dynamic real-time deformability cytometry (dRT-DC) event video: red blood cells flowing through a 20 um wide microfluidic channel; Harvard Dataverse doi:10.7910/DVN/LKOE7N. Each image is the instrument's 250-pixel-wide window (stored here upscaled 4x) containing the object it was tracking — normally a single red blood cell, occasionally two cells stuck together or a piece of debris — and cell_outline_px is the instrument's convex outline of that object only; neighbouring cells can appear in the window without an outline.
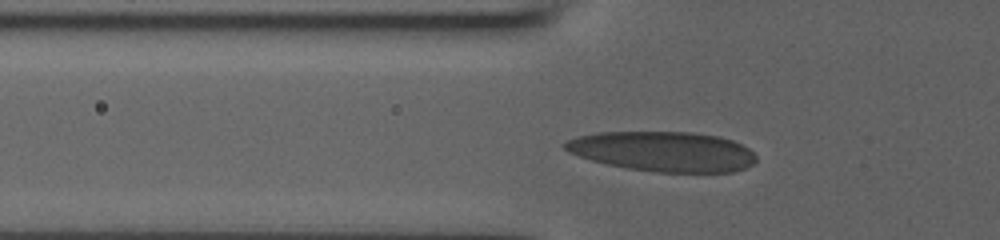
{"species": "human", "species_latin": "Homo sapiens", "temperature_condition": "room temperature", "stored_images_in_passage": 37, "camera_frame_rate_fps": 3000, "um_per_image_px": 0.085, "donor": {"sex": "male"}, "frame": {"image": 1, "passage_image": 10, "time_ms": 3.0, "image_size_px": [1000, 240], "cell_outline_px": [[756, 160], [752, 164], [744, 168], [732, 172], [656, 172], [628, 168], [608, 164], [592, 160], [568, 152], [560, 144], [568, 140], [580, 136], [600, 132], [692, 132], [720, 136], [732, 140], [748, 148], [756, 156]], "centroid_in_image_um": [56.36, 12.87], "position_along_channel_um": 69.4, "area_um2": 44.39}}
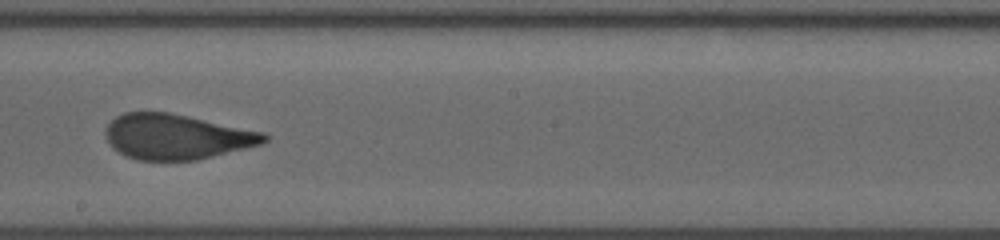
{"frame": {"image": 2, "passage_image": 22, "time_ms": 7.0, "image_size_px": [1000, 240], "cell_outline_px": [[268, 140], [260, 144], [196, 160], [140, 160], [124, 156], [112, 148], [104, 132], [104, 128], [116, 116], [124, 112], [168, 112], [188, 116], [264, 132], [268, 136]], "centroid_in_image_um": [14.95, 11.62], "position_along_channel_um": 233.2, "area_um2": 41.56}}
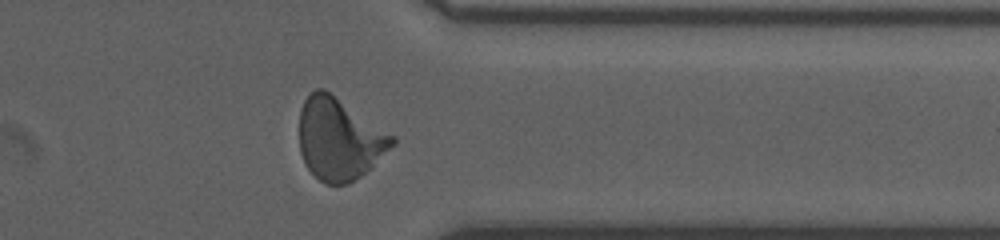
{"frame": {"image": 3, "passage_image": 33, "time_ms": 10.667, "image_size_px": [1000, 240], "cell_outline_px": [[396, 144], [372, 168], [348, 184], [324, 184], [304, 164], [300, 152], [300, 108], [304, 100], [316, 88], [324, 88], [396, 136]], "centroid_in_image_um": [28.87, 11.82], "position_along_channel_um": 382.5, "area_um2": 44.68}}